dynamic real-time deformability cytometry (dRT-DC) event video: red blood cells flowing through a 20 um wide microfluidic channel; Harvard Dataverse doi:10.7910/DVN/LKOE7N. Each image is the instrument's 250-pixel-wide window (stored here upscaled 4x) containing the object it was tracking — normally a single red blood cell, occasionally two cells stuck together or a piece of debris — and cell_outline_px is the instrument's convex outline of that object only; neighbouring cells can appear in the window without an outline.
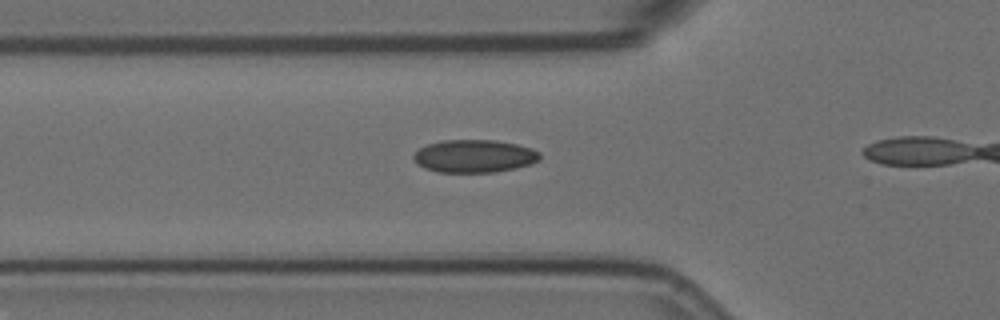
{"species": "Egyptian fruit bat (a non-hibernating species)", "species_latin": "Rousettus aegyptiacus", "temperature_condition": "room temperature", "stored_images_in_passage": 13, "camera_frame_rate_fps": 3000, "um_per_image_px": 0.085, "animal": {"sex": "female"}, "frame": {"image": 1, "passage_image": 8, "time_ms": 2.333, "image_size_px": [1000, 320], "cell_outline_px": [[540, 160], [528, 164], [512, 168], [492, 172], [436, 172], [424, 168], [416, 164], [412, 156], [420, 148], [428, 144], [444, 140], [496, 140], [516, 144], [532, 148], [540, 152]], "centroid_in_image_um": [40.29, 13.26], "position_along_channel_um": 85.5, "area_um2": 24.04}}
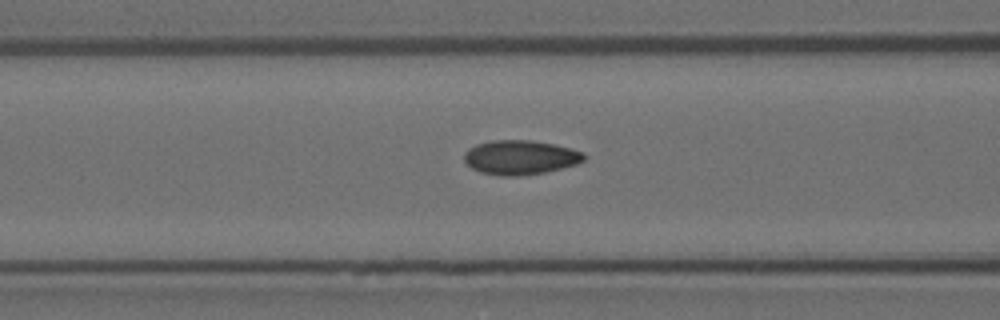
{"frame": {"image": 2, "passage_image": 11, "time_ms": 3.333, "image_size_px": [1000, 320], "cell_outline_px": [[584, 160], [576, 164], [544, 172], [516, 176], [500, 176], [480, 172], [472, 168], [464, 160], [464, 152], [468, 148], [476, 144], [492, 140], [532, 140], [556, 144], [572, 148], [584, 152]], "centroid_in_image_um": [44.21, 13.36], "position_along_channel_um": 122.4, "area_um2": 24.04}}